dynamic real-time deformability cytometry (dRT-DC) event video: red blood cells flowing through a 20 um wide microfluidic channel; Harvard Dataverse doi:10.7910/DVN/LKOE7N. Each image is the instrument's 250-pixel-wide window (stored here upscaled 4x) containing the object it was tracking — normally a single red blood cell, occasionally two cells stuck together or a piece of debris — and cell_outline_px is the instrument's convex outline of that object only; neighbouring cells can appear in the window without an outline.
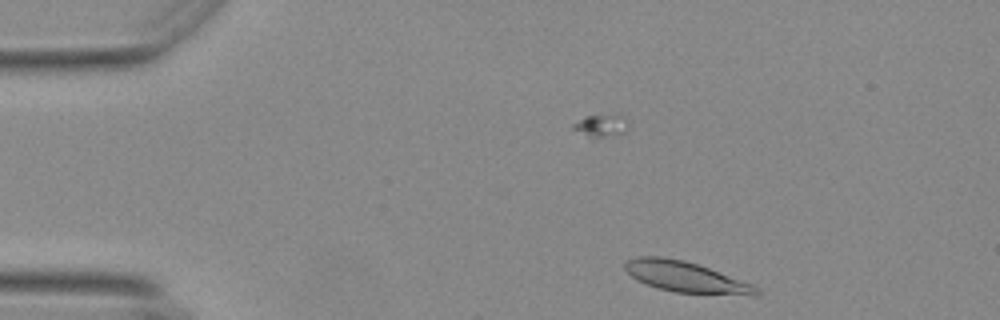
{"species": "Egyptian fruit bat (a non-hibernating species)", "species_latin": "Rousettus aegyptiacus", "temperature_condition": "warm", "stored_images_in_passage": 37, "camera_frame_rate_fps": 3000, "um_per_image_px": 0.085, "animal": {"sex": "female"}, "frame": {"image": 1, "passage_image": 2, "time_ms": 0.333, "image_size_px": [1000, 320], "cell_outline_px": [[764, 292], [756, 296], [752, 296], [672, 292], [656, 288], [636, 280], [624, 268], [624, 264], [628, 260], [636, 256], [656, 256], [684, 260], [708, 268], [752, 284], [760, 288]], "centroid_in_image_um": [58.33, 23.57], "position_along_channel_um": 26.7, "area_um2": 23.7}}
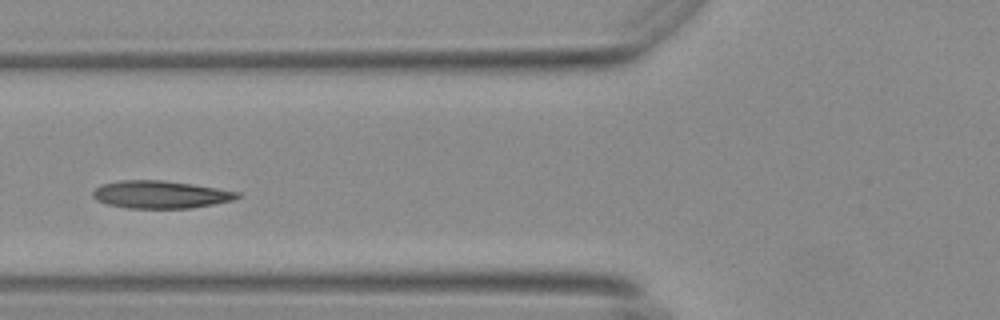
{"frame": {"image": 2, "passage_image": 15, "time_ms": 4.667, "image_size_px": [1000, 320], "cell_outline_px": [[240, 196], [236, 200], [192, 208], [128, 208], [108, 204], [96, 200], [92, 196], [92, 192], [100, 184], [120, 180], [160, 180], [192, 184], [240, 192]], "centroid_in_image_um": [13.64, 16.53], "position_along_channel_um": 112.2, "area_um2": 23.29}}
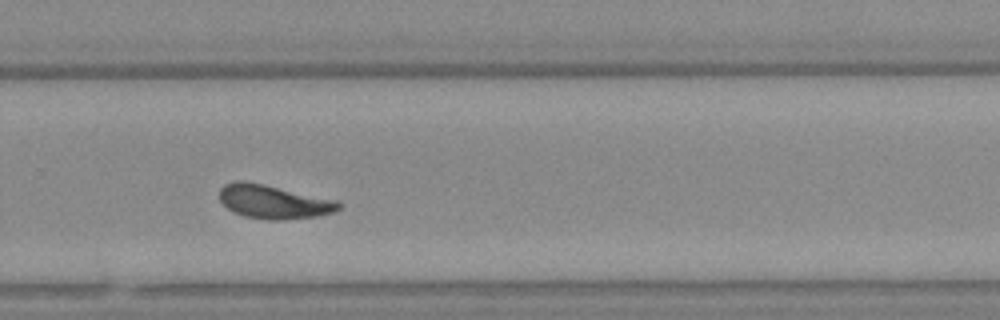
{"frame": {"image": 3, "passage_image": 31, "time_ms": 10.0, "image_size_px": [1000, 320], "cell_outline_px": [[340, 208], [332, 212], [316, 216], [284, 220], [268, 220], [244, 216], [228, 208], [220, 200], [220, 188], [224, 184], [236, 180], [244, 180], [264, 184], [336, 200], [340, 204]], "centroid_in_image_um": [23.22, 17.14], "position_along_channel_um": 306.6, "area_um2": 23.24}, "authors_computed_cell_mechanics": {"area_um2": 23.0622, "velocity_mm_per_s": 3.664, "shape_relaxation_time_tau1_ms": 4.0023, "shape_relaxation_time_tau2_ms": 1.6739, "deformation_change_tau1": 0.144, "deformation_change_tau2": 0.0705}}